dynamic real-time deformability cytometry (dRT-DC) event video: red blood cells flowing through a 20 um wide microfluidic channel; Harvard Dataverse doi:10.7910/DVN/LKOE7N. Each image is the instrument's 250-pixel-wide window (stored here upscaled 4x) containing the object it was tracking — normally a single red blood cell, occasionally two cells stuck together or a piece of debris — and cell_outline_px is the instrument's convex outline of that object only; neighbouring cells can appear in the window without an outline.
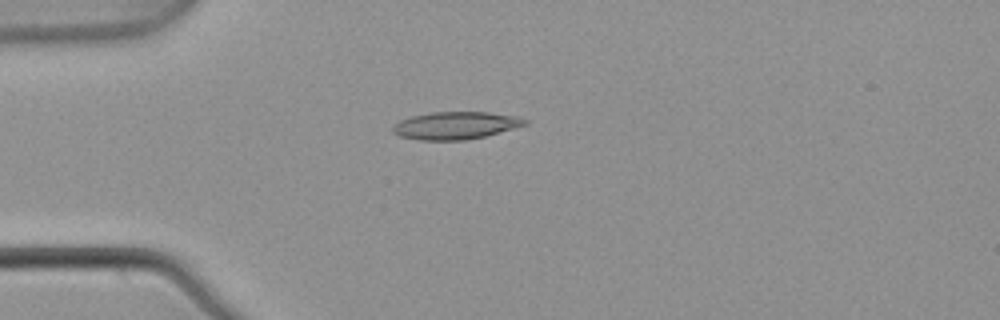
{"species": "common noctule bat (a hibernating species)", "species_latin": "Nyctalus noctula", "temperature_condition": "warm", "stored_images_in_passage": 6, "camera_frame_rate_fps": 3000, "um_per_image_px": 0.085, "animal": {"sex": "male", "body_mass_g": 21.5, "forearm_length_mm": 52.0}, "frame": {"image": 1, "passage_image": 4, "time_ms": 1.0, "image_size_px": [1000, 320], "cell_outline_px": [[528, 124], [484, 136], [464, 140], [420, 140], [400, 136], [392, 132], [392, 128], [400, 120], [412, 116], [432, 112], [488, 112], [516, 116], [528, 120]], "centroid_in_image_um": [38.72, 10.66], "position_along_channel_um": 46.3, "area_um2": 20.98}}
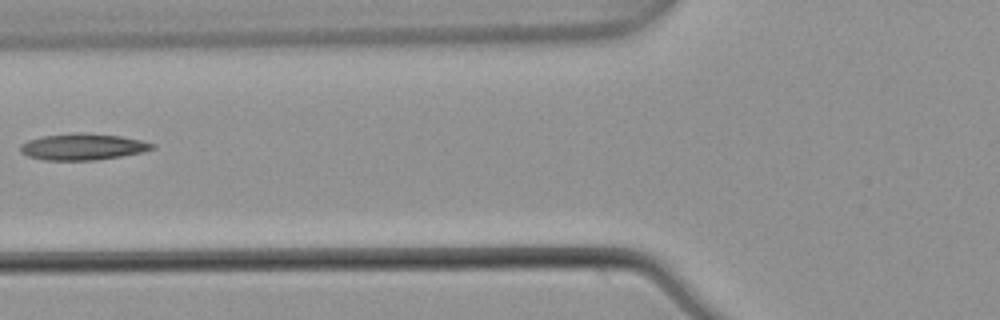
{"frame": {"image": 2, "passage_image": 6, "time_ms": 1.667, "image_size_px": [1000, 320], "cell_outline_px": [[156, 148], [140, 152], [120, 156], [96, 160], [44, 160], [28, 156], [20, 152], [20, 144], [28, 140], [44, 136], [76, 132], [88, 132], [120, 136], [140, 140], [156, 144]], "centroid_in_image_um": [7.03, 12.47], "position_along_channel_um": 118.8, "area_um2": 20.35}}